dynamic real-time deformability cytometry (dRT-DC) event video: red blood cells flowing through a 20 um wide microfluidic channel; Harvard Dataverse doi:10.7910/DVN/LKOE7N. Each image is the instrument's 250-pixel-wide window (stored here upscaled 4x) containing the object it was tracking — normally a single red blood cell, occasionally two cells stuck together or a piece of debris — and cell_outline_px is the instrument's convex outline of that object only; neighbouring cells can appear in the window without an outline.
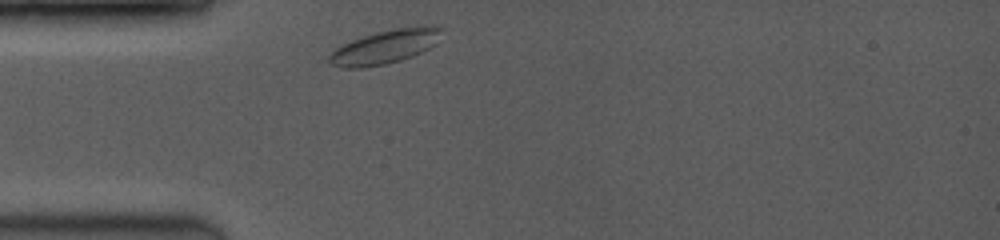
{"species": "common noctule bat (a hibernating species)", "species_latin": "Nyctalus noctula", "temperature_condition": "room temperature", "stored_images_in_passage": 4, "camera_frame_rate_fps": 3500, "um_per_image_px": 0.085, "animal": {"sex": "female", "body_mass_g": 19.0, "forearm_length_mm": 53.3}, "frame": {"image": 1, "passage_image": 1, "time_ms": 0.0, "image_size_px": [1000, 240], "cell_outline_px": [[440, 28], [436, 44], [412, 56], [400, 60], [384, 64], [360, 68], [344, 68], [328, 64], [328, 56], [336, 48], [352, 40], [376, 32], [392, 28], [424, 24], [436, 24]], "centroid_in_image_um": [32.72, 3.96], "position_along_channel_um": 52.3, "area_um2": 22.2}}
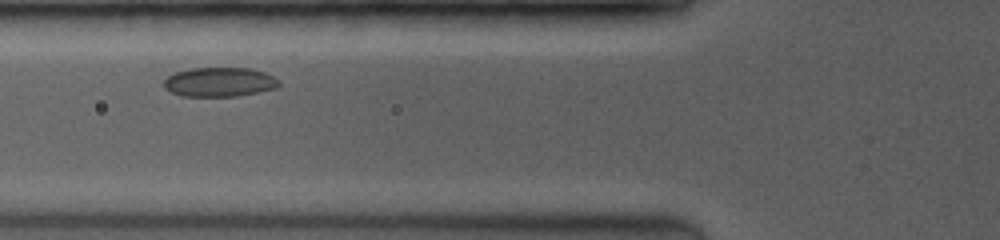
{"frame": {"image": 2, "passage_image": 3, "time_ms": 1.714, "image_size_px": [1000, 240], "cell_outline_px": [[280, 84], [276, 88], [236, 96], [180, 96], [164, 88], [164, 80], [168, 76], [176, 72], [192, 68], [248, 68], [264, 72], [280, 80]], "centroid_in_image_um": [18.65, 6.97], "position_along_channel_um": 107.2, "area_um2": 19.54}}
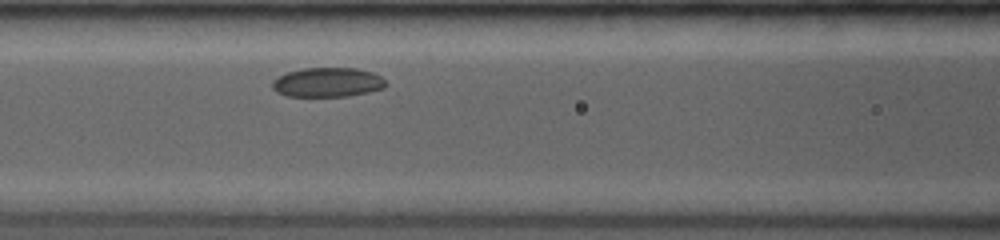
{"frame": {"image": 3, "passage_image": 4, "time_ms": 2.571, "image_size_px": [1000, 240], "cell_outline_px": [[388, 84], [384, 88], [368, 92], [348, 96], [288, 96], [276, 92], [272, 88], [272, 80], [288, 72], [304, 68], [356, 68], [372, 72], [380, 76]], "centroid_in_image_um": [27.85, 7.0], "position_along_channel_um": 138.8, "area_um2": 19.42}}